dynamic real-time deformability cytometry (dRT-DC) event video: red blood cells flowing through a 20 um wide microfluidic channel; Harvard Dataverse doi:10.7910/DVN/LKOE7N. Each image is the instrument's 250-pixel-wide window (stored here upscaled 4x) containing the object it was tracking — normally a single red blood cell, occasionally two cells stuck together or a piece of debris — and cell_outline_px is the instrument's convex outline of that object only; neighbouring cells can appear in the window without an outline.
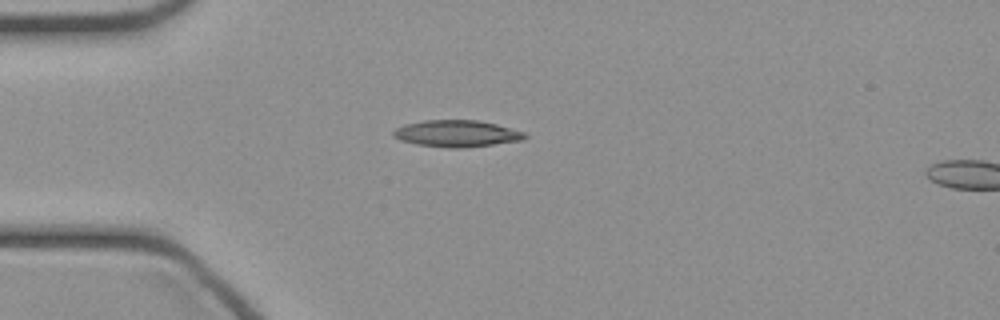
{"species": "common noctule bat (a hibernating species)", "species_latin": "Nyctalus noctula", "temperature_condition": "cold", "stored_images_in_passage": 3, "camera_frame_rate_fps": 3000, "um_per_image_px": 0.085, "animal": {"sex": "female", "body_mass_g": 21.9}, "frame": {"image": 1, "passage_image": 1, "time_ms": 0.0, "image_size_px": [1000, 320], "cell_outline_px": [[528, 136], [524, 140], [464, 148], [448, 148], [416, 144], [400, 140], [392, 136], [392, 132], [396, 128], [404, 124], [424, 120], [476, 120], [496, 124], [524, 132]], "centroid_in_image_um": [38.8, 11.35], "position_along_channel_um": 46.2, "area_um2": 20.52}}